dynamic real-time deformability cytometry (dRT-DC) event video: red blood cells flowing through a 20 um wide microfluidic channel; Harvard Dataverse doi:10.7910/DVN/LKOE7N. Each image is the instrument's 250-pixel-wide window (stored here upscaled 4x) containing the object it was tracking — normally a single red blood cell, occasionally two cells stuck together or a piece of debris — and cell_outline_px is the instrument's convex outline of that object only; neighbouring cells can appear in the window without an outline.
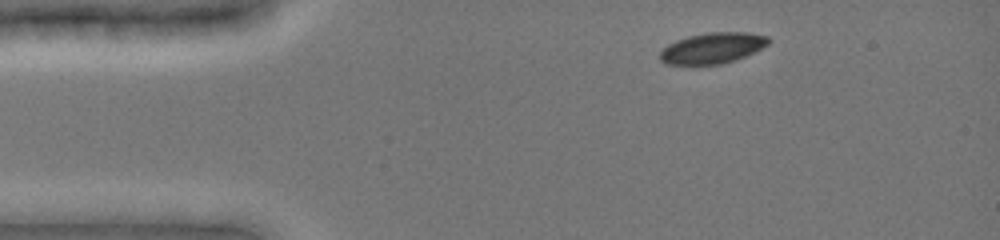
{"species": "common noctule bat (a hibernating species)", "species_latin": "Nyctalus noctula", "temperature_condition": "cold", "stored_images_in_passage": 40, "camera_frame_rate_fps": 3000, "um_per_image_px": 0.085, "animal": {"sex": "female", "body_mass_g": 19.0, "forearm_length_mm": 51.5}, "frame": {"image": 1, "passage_image": 1, "time_ms": 0.0, "image_size_px": [1000, 240], "cell_outline_px": [[772, 40], [768, 44], [744, 56], [720, 64], [664, 64], [660, 60], [660, 52], [668, 44], [676, 40], [688, 36], [708, 32], [748, 32], [768, 36]], "centroid_in_image_um": [60.55, 4.07], "position_along_channel_um": 24.5, "area_um2": 19.31}}
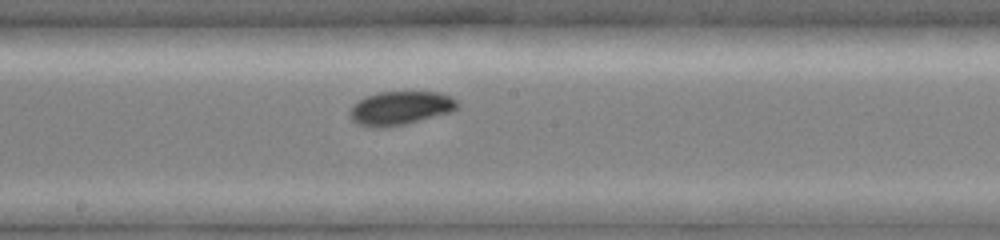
{"frame": {"image": 2, "passage_image": 20, "time_ms": 6.333, "image_size_px": [1000, 240], "cell_outline_px": [[460, 104], [452, 112], [404, 124], [384, 128], [372, 128], [356, 124], [352, 120], [348, 112], [352, 104], [368, 96], [380, 92], [440, 92], [456, 100]], "centroid_in_image_um": [34.0, 9.2], "position_along_channel_um": 214.2, "area_um2": 21.15}}
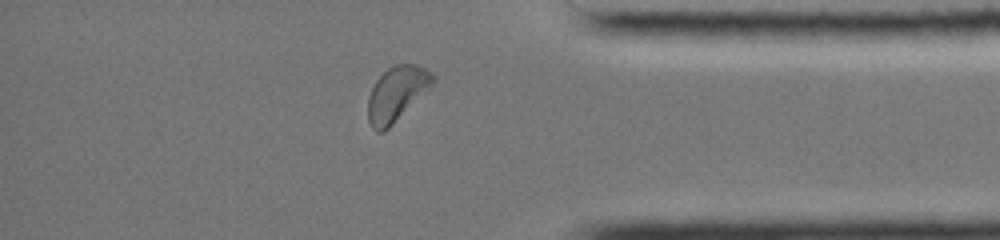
{"frame": {"image": 3, "passage_image": 35, "time_ms": 11.333, "image_size_px": [1000, 240], "cell_outline_px": [[436, 80], [384, 132], [376, 132], [372, 128], [368, 120], [368, 96], [376, 80], [388, 68], [396, 64], [416, 64], [432, 72], [436, 76]], "centroid_in_image_um": [33.7, 7.95], "position_along_channel_um": 401.5, "area_um2": 20.23}, "authors_computed_cell_mechanics": {"area_um2": 20.4034, "velocity_mm_per_s": 3.8957, "shape_relaxation_time_tau1_ms": 2.4572, "shape_relaxation_time_tau2_ms": null, "deformation_change_tau1": 0.0838, "deformation_change_tau2": null}}